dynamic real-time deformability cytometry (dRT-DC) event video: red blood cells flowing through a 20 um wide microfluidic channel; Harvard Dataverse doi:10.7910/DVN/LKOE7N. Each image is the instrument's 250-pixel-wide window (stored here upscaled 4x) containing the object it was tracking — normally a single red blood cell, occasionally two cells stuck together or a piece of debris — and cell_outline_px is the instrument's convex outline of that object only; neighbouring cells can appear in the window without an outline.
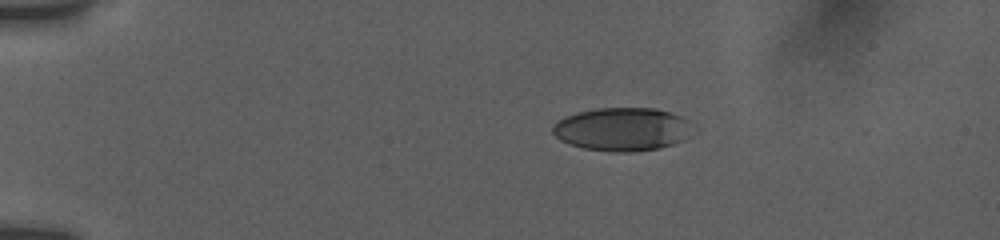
{"species": "human", "species_latin": "Homo sapiens", "temperature_condition": "room temperature", "stored_images_in_passage": 6, "camera_frame_rate_fps": 3000, "um_per_image_px": 0.085, "donor": {"sex": "female"}, "frame": {"image": 1, "passage_image": 1, "time_ms": 0.0, "image_size_px": [1000, 240], "cell_outline_px": [[692, 136], [684, 140], [660, 148], [632, 152], [616, 152], [584, 148], [560, 140], [552, 132], [552, 128], [560, 120], [576, 112], [596, 108], [656, 108], [680, 116], [684, 120]], "centroid_in_image_um": [52.88, 10.99], "position_along_channel_um": 32.1, "area_um2": 34.85}}
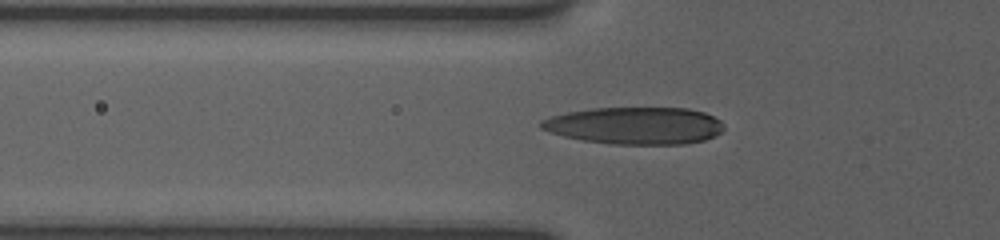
{"frame": {"image": 2, "passage_image": 5, "time_ms": 3.0, "image_size_px": [1000, 240], "cell_outline_px": [[724, 128], [716, 136], [704, 140], [684, 144], [612, 144], [584, 140], [564, 136], [548, 132], [540, 128], [540, 120], [552, 116], [568, 112], [592, 108], [688, 108], [704, 112], [720, 120], [724, 124]], "centroid_in_image_um": [53.98, 10.68], "position_along_channel_um": 71.8, "area_um2": 39.65}}